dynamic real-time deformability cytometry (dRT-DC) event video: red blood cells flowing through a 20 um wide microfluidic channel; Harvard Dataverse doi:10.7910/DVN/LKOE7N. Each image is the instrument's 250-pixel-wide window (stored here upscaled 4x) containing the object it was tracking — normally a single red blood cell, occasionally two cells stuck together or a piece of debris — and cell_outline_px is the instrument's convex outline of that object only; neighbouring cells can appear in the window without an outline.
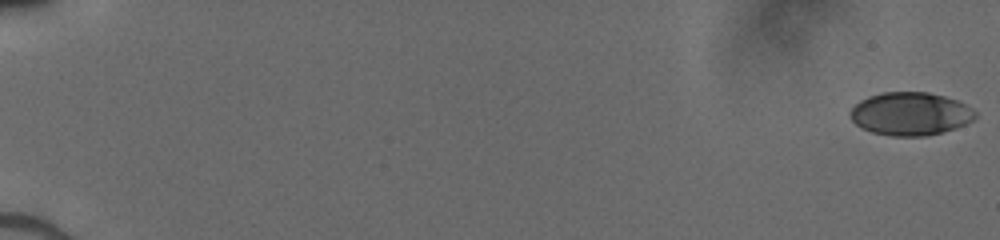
{"species": "human", "species_latin": "Homo sapiens", "temperature_condition": "cold", "stored_images_in_passage": 52, "camera_frame_rate_fps": 3000, "um_per_image_px": 0.085, "donor": {"sex": "male"}, "frame": {"image": 1, "passage_image": 1, "time_ms": 0.0, "image_size_px": [1000, 240], "cell_outline_px": [[976, 116], [972, 120], [956, 128], [924, 136], [892, 136], [872, 132], [856, 124], [848, 116], [848, 112], [860, 100], [868, 96], [884, 92], [928, 92], [944, 96], [956, 100], [972, 108], [976, 112]], "centroid_in_image_um": [77.36, 9.66], "position_along_channel_um": 7.6, "area_um2": 31.27}}
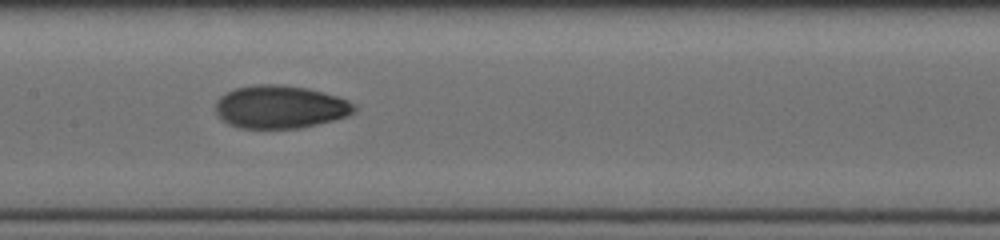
{"frame": {"image": 2, "passage_image": 29, "time_ms": 9.333, "image_size_px": [1000, 240], "cell_outline_px": [[356, 112], [348, 116], [300, 128], [240, 128], [228, 124], [216, 112], [216, 100], [224, 92], [236, 88], [256, 84], [280, 84], [308, 88], [324, 92], [348, 100], [356, 104]], "centroid_in_image_um": [23.83, 9.08], "position_along_channel_um": 183.6, "area_um2": 34.85}}
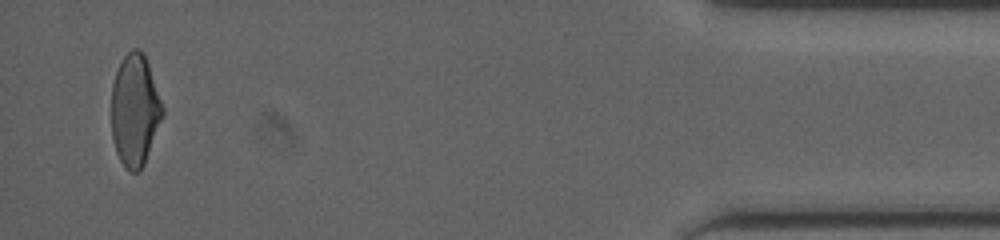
{"frame": {"image": 3, "passage_image": 51, "time_ms": 16.667, "image_size_px": [1000, 240], "cell_outline_px": [[164, 116], [144, 164], [136, 172], [132, 172], [124, 168], [116, 152], [112, 136], [112, 84], [116, 72], [124, 56], [132, 48], [140, 48], [144, 52], [164, 108]], "centroid_in_image_um": [11.48, 9.36], "position_along_channel_um": 423.7, "area_um2": 33.41}}